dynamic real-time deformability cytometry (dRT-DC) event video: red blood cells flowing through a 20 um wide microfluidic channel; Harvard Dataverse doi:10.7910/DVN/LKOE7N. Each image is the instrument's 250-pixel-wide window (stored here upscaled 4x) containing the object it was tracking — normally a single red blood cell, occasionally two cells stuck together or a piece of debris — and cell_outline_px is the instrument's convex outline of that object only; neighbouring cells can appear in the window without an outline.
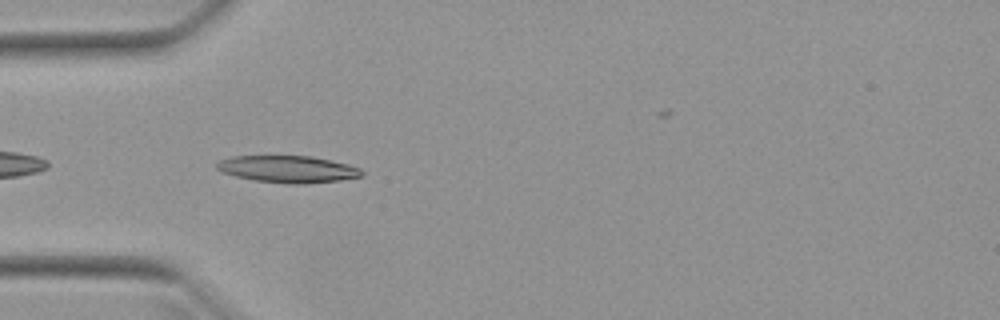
{"species": "Egyptian fruit bat (a non-hibernating species)", "species_latin": "Rousettus aegyptiacus", "temperature_condition": "warm", "stored_images_in_passage": 23, "camera_frame_rate_fps": 3000, "um_per_image_px": 0.085, "animal": {"sex": "female"}, "frame": {"image": 1, "passage_image": 2, "time_ms": 0.333, "image_size_px": [1000, 320], "cell_outline_px": [[364, 176], [340, 180], [300, 184], [288, 184], [252, 180], [236, 176], [224, 172], [216, 168], [216, 164], [220, 160], [232, 156], [312, 156], [348, 164], [360, 168], [364, 172]], "centroid_in_image_um": [24.5, 14.38], "position_along_channel_um": 60.5, "area_um2": 22.77}}
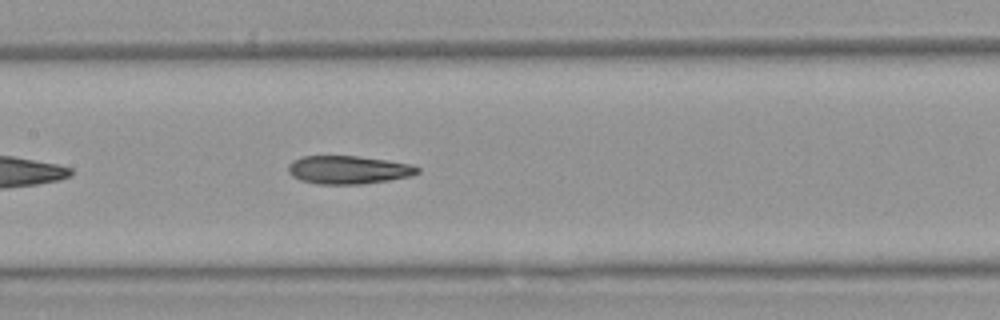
{"frame": {"image": 2, "passage_image": 11, "time_ms": 3.333, "image_size_px": [1000, 320], "cell_outline_px": [[420, 172], [412, 176], [364, 184], [316, 184], [300, 180], [292, 176], [288, 172], [288, 164], [292, 160], [304, 156], [356, 156], [412, 164], [420, 168]], "centroid_in_image_um": [29.6, 14.44], "position_along_channel_um": 177.8, "area_um2": 21.33}}
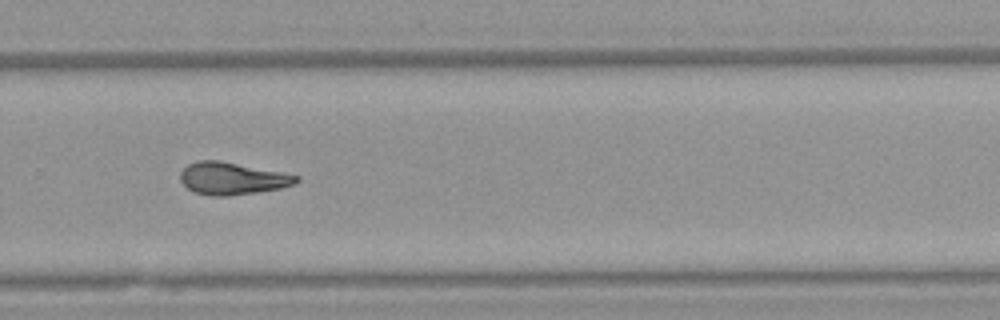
{"frame": {"image": 3, "passage_image": 21, "time_ms": 6.667, "image_size_px": [1000, 320], "cell_outline_px": [[300, 180], [296, 184], [280, 188], [256, 192], [228, 196], [208, 196], [196, 192], [188, 188], [180, 180], [180, 172], [188, 164], [196, 160], [220, 160], [300, 176]], "centroid_in_image_um": [19.73, 15.17], "position_along_channel_um": 310.1, "area_um2": 21.79}}